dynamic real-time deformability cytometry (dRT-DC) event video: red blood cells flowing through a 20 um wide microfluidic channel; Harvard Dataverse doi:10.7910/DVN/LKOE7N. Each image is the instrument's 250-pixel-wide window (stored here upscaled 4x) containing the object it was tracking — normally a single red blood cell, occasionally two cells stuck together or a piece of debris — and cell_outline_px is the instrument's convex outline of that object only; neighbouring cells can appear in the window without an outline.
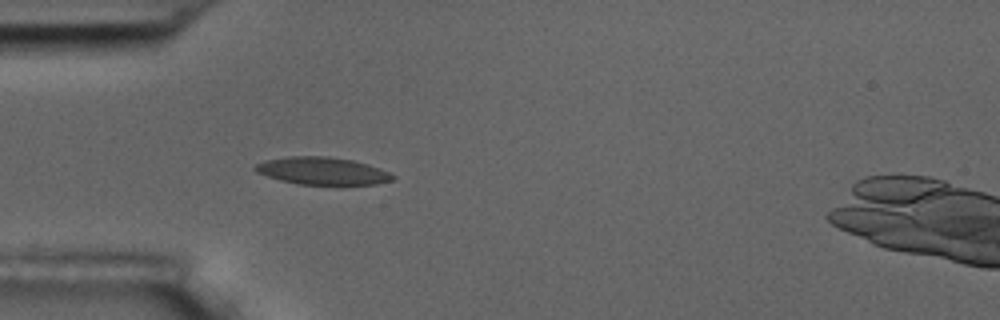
{"species": "common noctule bat (a hibernating species)", "species_latin": "Nyctalus noctula", "temperature_condition": "room temperature", "stored_images_in_passage": 41, "camera_frame_rate_fps": 3000, "um_per_image_px": 0.085, "animal": {"sex": "male", "body_mass_g": 17.5, "forearm_length_mm": 52.3}, "frame": {"image": 1, "passage_image": 2, "time_ms": 0.333, "image_size_px": [1000, 320], "cell_outline_px": [[396, 180], [376, 184], [296, 184], [280, 180], [256, 172], [252, 168], [256, 164], [264, 160], [288, 156], [328, 156], [352, 160], [368, 164], [380, 168], [396, 176]], "centroid_in_image_um": [27.4, 14.52], "position_along_channel_um": 57.6, "area_um2": 22.08}}
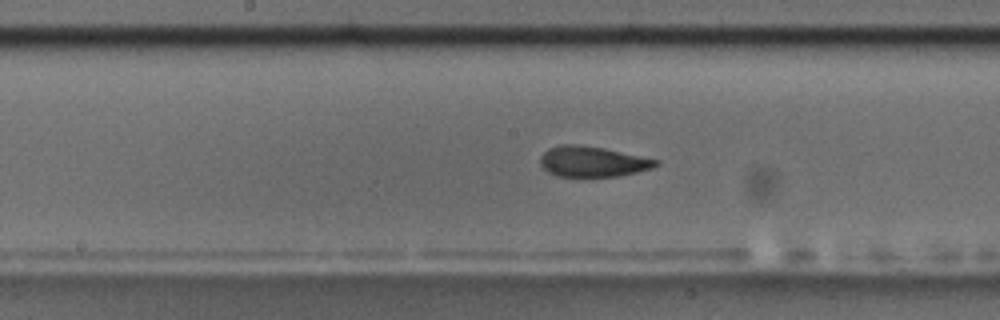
{"frame": {"image": 2, "passage_image": 14, "time_ms": 4.333, "image_size_px": [1000, 320], "cell_outline_px": [[660, 164], [652, 168], [636, 172], [616, 176], [556, 176], [548, 172], [540, 164], [540, 156], [548, 148], [560, 144], [576, 144], [604, 148], [660, 160]], "centroid_in_image_um": [50.36, 13.72], "position_along_channel_um": 197.8, "area_um2": 20.52}}
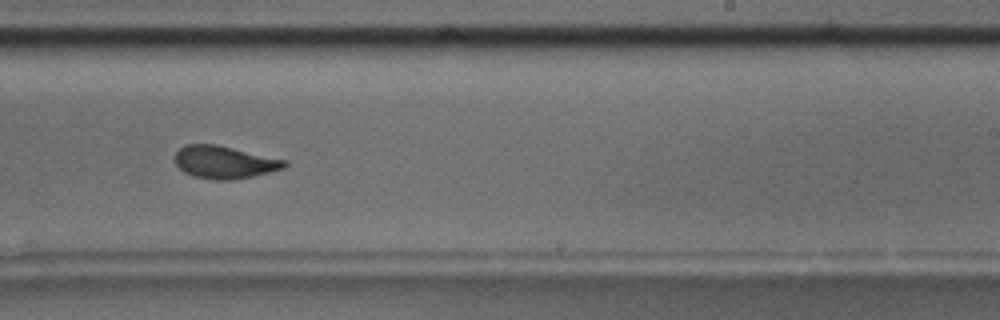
{"frame": {"image": 3, "passage_image": 20, "time_ms": 6.333, "image_size_px": [1000, 320], "cell_outline_px": [[288, 164], [284, 168], [272, 172], [232, 180], [216, 180], [192, 176], [184, 172], [176, 164], [176, 152], [184, 144], [216, 144], [288, 160]], "centroid_in_image_um": [19.11, 13.79], "position_along_channel_um": 269.9, "area_um2": 20.92}, "authors_computed_cell_mechanics": {"area_um2": 21.2126, "velocity_mm_per_s": 3.6218, "shape_relaxation_time_tau1_ms": 4.6931, "shape_relaxation_time_tau2_ms": 1.7304, "deformation_change_tau1": 0.149, "deformation_change_tau2": 0.0653}}